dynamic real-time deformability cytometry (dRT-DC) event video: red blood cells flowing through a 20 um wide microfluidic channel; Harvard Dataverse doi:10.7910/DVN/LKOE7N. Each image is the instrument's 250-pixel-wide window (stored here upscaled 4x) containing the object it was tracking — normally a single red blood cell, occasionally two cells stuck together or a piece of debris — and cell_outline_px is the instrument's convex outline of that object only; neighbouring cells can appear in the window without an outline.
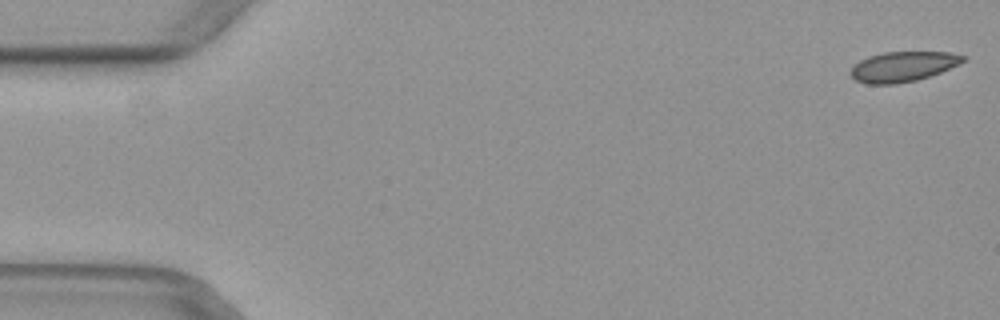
{"species": "common noctule bat (a hibernating species)", "species_latin": "Nyctalus noctula", "temperature_condition": "warm", "stored_images_in_passage": 51, "camera_frame_rate_fps": 3000, "um_per_image_px": 0.085, "animal": {"sex": "female", "body_mass_g": 29.2, "forearm_length_mm": 56.3}, "frame": {"image": 1, "passage_image": 1, "time_ms": 0.0, "image_size_px": [1000, 320], "cell_outline_px": [[968, 56], [964, 60], [940, 72], [916, 80], [896, 84], [868, 84], [856, 80], [848, 72], [860, 60], [868, 56], [884, 52], [948, 52]], "centroid_in_image_um": [76.71, 5.65], "position_along_channel_um": 8.3, "area_um2": 19.48}}
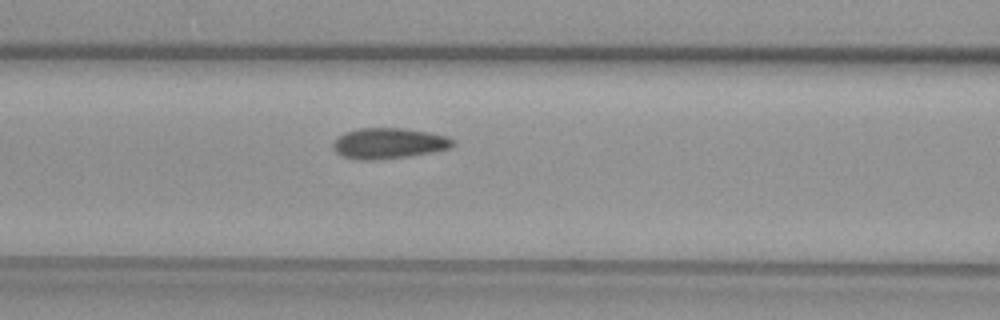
{"frame": {"image": 2, "passage_image": 21, "time_ms": 6.667, "image_size_px": [1000, 320], "cell_outline_px": [[456, 144], [452, 148], [432, 152], [408, 156], [372, 160], [360, 160], [344, 156], [336, 152], [332, 148], [332, 144], [344, 132], [360, 128], [404, 128], [432, 132], [448, 136], [456, 140]], "centroid_in_image_um": [33.11, 12.17], "position_along_channel_um": 133.5, "area_um2": 21.62}}
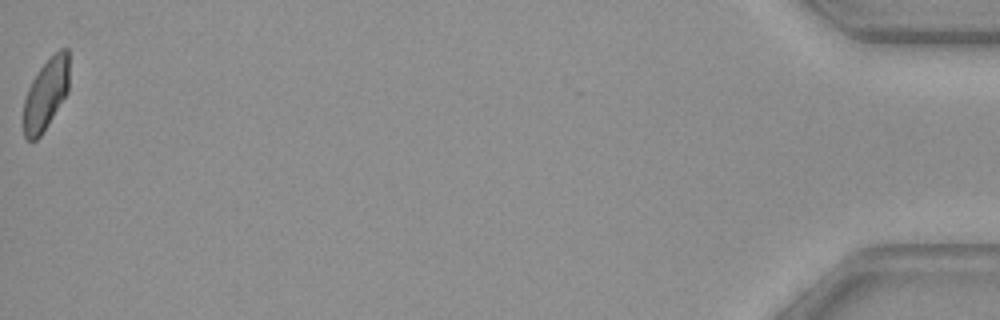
{"frame": {"image": 3, "passage_image": 51, "time_ms": 16.667, "image_size_px": [1000, 320], "cell_outline_px": [[68, 92], [48, 124], [40, 136], [36, 140], [28, 140], [24, 136], [24, 100], [28, 88], [32, 80], [40, 68], [52, 52], [60, 48], [68, 48]], "centroid_in_image_um": [3.9, 7.96], "position_along_channel_um": 431.3, "area_um2": 18.9}}